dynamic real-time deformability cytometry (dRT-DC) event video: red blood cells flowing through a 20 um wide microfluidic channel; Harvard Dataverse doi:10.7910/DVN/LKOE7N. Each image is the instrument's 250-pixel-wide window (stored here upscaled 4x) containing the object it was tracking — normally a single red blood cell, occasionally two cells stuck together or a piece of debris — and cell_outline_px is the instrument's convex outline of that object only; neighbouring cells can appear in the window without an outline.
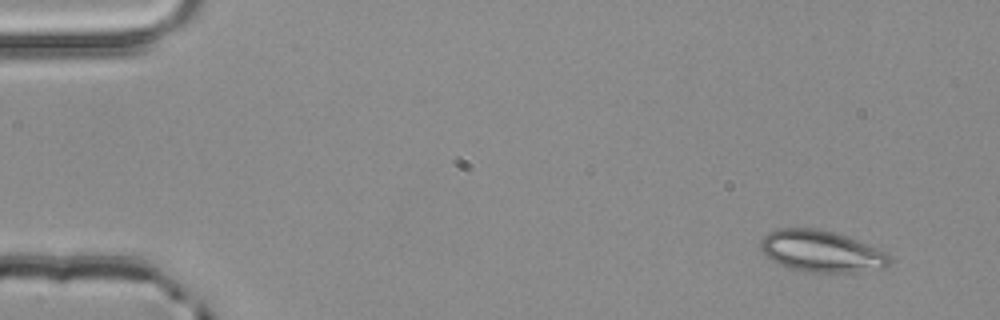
{"species": "common noctule bat (a hibernating species)", "species_latin": "Nyctalus noctula", "temperature_condition": "room temperature", "stored_images_in_passage": 3, "camera_frame_rate_fps": 3000, "um_per_image_px": 0.085, "animal": {"sex": "male", "body_mass_g": 20.4}, "frame": {"image": 1, "passage_image": 1, "time_ms": 0.0, "image_size_px": [1000, 320], "cell_outline_px": [[892, 260], [884, 268], [860, 272], [812, 272], [792, 268], [780, 264], [772, 260], [760, 248], [760, 240], [768, 232], [780, 228], [820, 228], [856, 240], [876, 248], [892, 256]], "centroid_in_image_um": [69.83, 21.36], "position_along_channel_um": 15.2, "area_um2": 30.92}}